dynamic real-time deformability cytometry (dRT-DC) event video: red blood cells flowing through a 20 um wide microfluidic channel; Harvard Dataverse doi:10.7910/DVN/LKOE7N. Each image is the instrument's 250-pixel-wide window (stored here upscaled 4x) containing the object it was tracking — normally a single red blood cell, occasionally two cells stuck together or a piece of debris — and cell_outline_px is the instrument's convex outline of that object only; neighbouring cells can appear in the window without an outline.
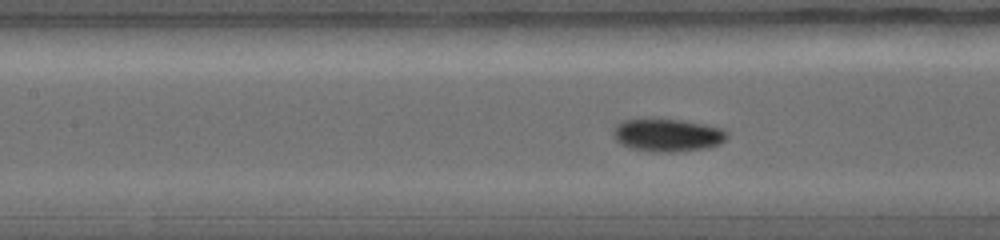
{"species": "common noctule bat (a hibernating species)", "species_latin": "Nyctalus noctula", "temperature_condition": "warm", "stored_images_in_passage": 26, "camera_frame_rate_fps": 5000, "um_per_image_px": 0.085, "animal": {"sex": "female", "body_mass_g": 19.0, "forearm_length_mm": 56.7}, "frame": {"image": 1, "passage_image": 12, "time_ms": 3.6, "image_size_px": [1000, 240], "cell_outline_px": [[728, 136], [720, 144], [708, 148], [676, 152], [648, 152], [632, 148], [620, 144], [612, 136], [612, 132], [616, 124], [624, 120], [680, 120], [704, 124], [724, 128], [728, 132]], "centroid_in_image_um": [56.75, 11.51], "position_along_channel_um": 150.6, "area_um2": 21.85}}
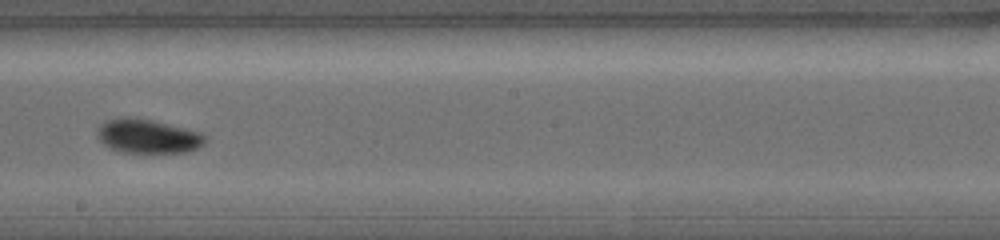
{"frame": {"image": 2, "passage_image": 16, "time_ms": 5.0, "image_size_px": [1000, 240], "cell_outline_px": [[208, 140], [204, 144], [188, 152], [120, 152], [108, 148], [96, 136], [96, 132], [100, 124], [108, 120], [124, 116], [136, 116], [200, 132], [208, 136]], "centroid_in_image_um": [12.55, 11.57], "position_along_channel_um": 235.6, "area_um2": 21.68}}
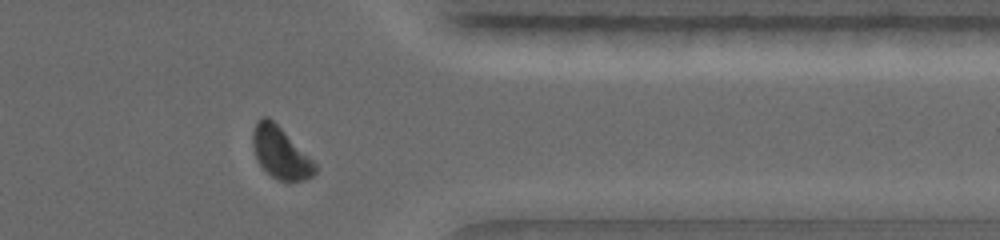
{"frame": {"image": 3, "passage_image": 24, "time_ms": 7.6, "image_size_px": [1000, 240], "cell_outline_px": [[316, 172], [312, 176], [304, 180], [280, 180], [272, 176], [260, 164], [256, 156], [252, 144], [252, 132], [256, 124], [264, 116], [268, 116], [316, 164]], "centroid_in_image_um": [23.83, 12.99], "position_along_channel_um": 387.6, "area_um2": 17.98}}